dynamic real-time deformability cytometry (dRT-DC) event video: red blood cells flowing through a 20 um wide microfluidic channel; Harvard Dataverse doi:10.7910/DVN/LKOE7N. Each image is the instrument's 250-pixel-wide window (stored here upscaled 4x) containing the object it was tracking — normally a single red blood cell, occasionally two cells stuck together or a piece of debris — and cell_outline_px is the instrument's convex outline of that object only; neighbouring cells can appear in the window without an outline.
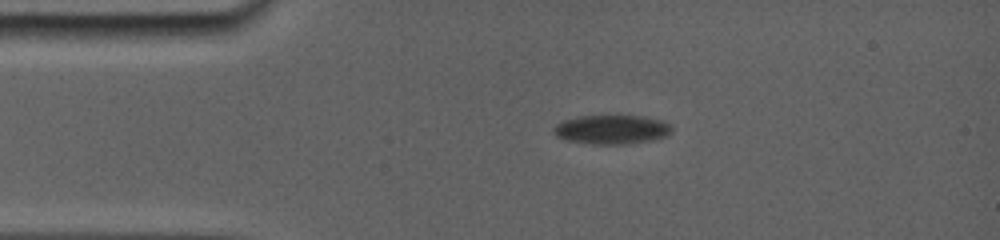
{"species": "common noctule bat (a hibernating species)", "species_latin": "Nyctalus noctula", "temperature_condition": "room temperature", "stored_images_in_passage": 50, "camera_frame_rate_fps": 5000, "um_per_image_px": 0.085, "animal": {"sex": "female", "body_mass_g": 19.0, "forearm_length_mm": 56.7}, "frame": {"image": 1, "passage_image": 1, "time_ms": 0.0, "image_size_px": [1000, 240], "cell_outline_px": [[668, 132], [656, 136], [628, 140], [584, 140], [564, 136], [556, 132], [556, 124], [568, 120], [584, 116], [636, 116], [660, 120], [668, 124]], "centroid_in_image_um": [51.98, 10.87], "position_along_channel_um": 33.0, "area_um2": 16.42}}
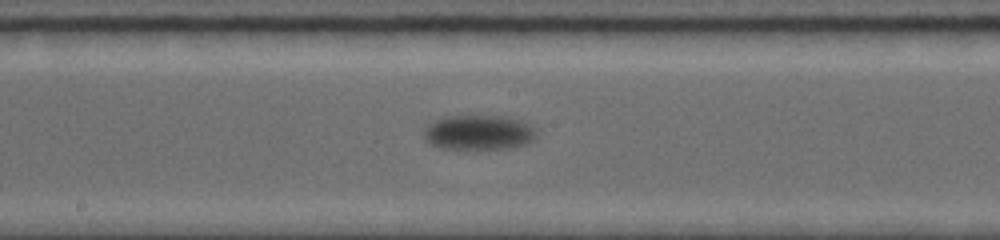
{"frame": {"image": 2, "passage_image": 22, "time_ms": 6.2, "image_size_px": [1000, 240], "cell_outline_px": [[532, 140], [524, 144], [508, 148], [448, 148], [432, 144], [424, 136], [424, 132], [436, 120], [448, 116], [496, 116], [516, 120], [524, 124], [532, 132]], "centroid_in_image_um": [40.62, 11.26], "position_along_channel_um": 207.6, "area_um2": 21.33}}
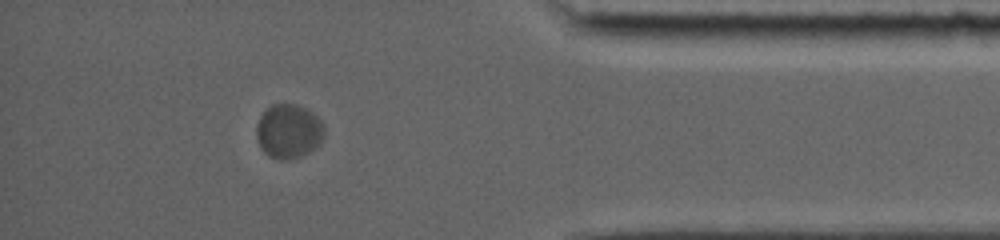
{"frame": {"image": 3, "passage_image": 43, "time_ms": 12.8, "image_size_px": [1000, 240], "cell_outline_px": [[324, 136], [320, 144], [308, 152], [300, 156], [288, 160], [280, 160], [264, 152], [260, 148], [256, 136], [256, 128], [260, 116], [272, 104], [296, 104], [312, 112], [324, 124]], "centroid_in_image_um": [24.54, 11.16], "position_along_channel_um": 410.7, "area_um2": 21.39}, "authors_computed_cell_mechanics": {"area_um2": 21.2993, "velocity_mm_per_s": 3.3676, "shape_relaxation_time_tau1_ms": 2.8277, "shape_relaxation_time_tau2_ms": null, "deformation_change_tau1": 0.1061, "deformation_change_tau2": null}}